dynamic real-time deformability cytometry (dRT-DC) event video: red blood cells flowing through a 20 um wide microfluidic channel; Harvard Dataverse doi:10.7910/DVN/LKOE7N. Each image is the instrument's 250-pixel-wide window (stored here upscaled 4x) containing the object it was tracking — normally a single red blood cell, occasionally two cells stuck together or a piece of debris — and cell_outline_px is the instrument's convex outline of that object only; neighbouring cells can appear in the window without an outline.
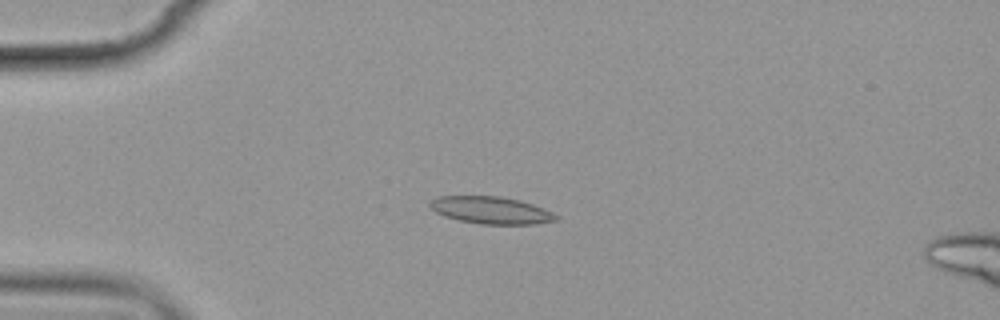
{"species": "common noctule bat (a hibernating species)", "species_latin": "Nyctalus noctula", "temperature_condition": "cold", "stored_images_in_passage": 7, "camera_frame_rate_fps": 3000, "um_per_image_px": 0.085, "animal": {"sex": "female", "body_mass_g": 19.9}, "frame": {"image": 1, "passage_image": 5, "time_ms": 4.333, "image_size_px": [1000, 320], "cell_outline_px": [[560, 220], [536, 224], [480, 224], [460, 220], [444, 216], [436, 212], [428, 204], [432, 200], [440, 196], [500, 196], [520, 200], [544, 208], [560, 216]], "centroid_in_image_um": [41.8, 17.87], "position_along_channel_um": 43.2, "area_um2": 20.06}}
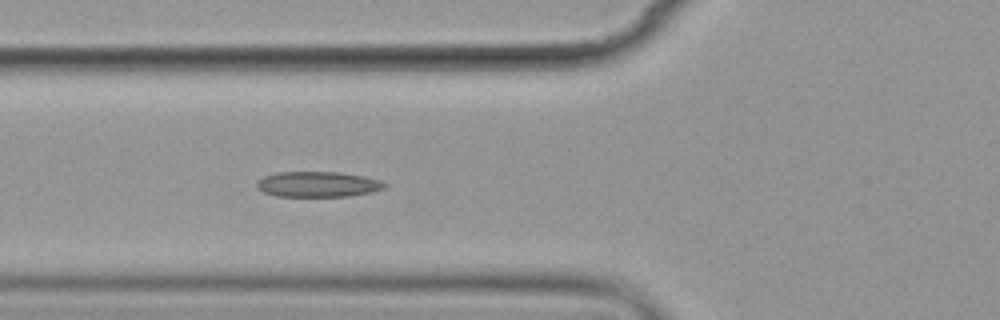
{"frame": {"image": 2, "passage_image": 7, "time_ms": 6.667, "image_size_px": [1000, 320], "cell_outline_px": [[388, 184], [384, 188], [372, 192], [348, 196], [276, 196], [264, 192], [256, 188], [256, 180], [264, 176], [276, 172], [340, 172], [380, 180]], "centroid_in_image_um": [26.97, 15.66], "position_along_channel_um": 98.8, "area_um2": 18.96}}